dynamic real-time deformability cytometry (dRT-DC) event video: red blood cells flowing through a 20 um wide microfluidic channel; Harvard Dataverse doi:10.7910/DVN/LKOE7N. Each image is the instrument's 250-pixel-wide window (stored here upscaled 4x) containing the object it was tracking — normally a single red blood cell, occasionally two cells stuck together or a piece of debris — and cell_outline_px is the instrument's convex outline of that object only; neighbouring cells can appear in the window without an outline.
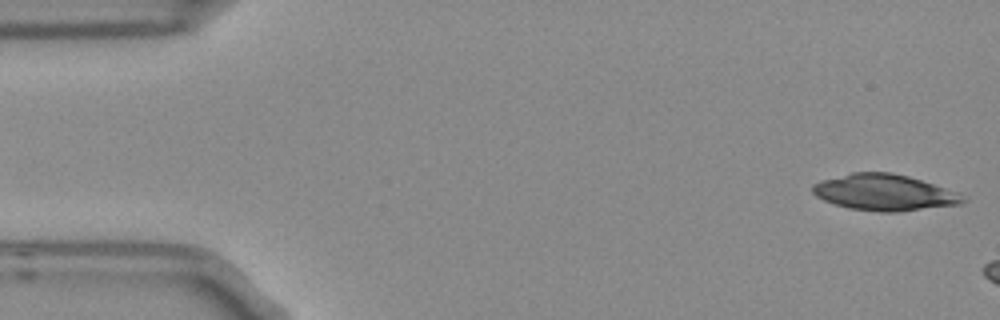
{"species": "Egyptian fruit bat (a non-hibernating species)", "species_latin": "Rousettus aegyptiacus", "temperature_condition": "room temperature", "stored_images_in_passage": 5, "segment_of_instrument_passage": [2, 2], "camera_frame_rate_fps": 3000, "um_per_image_px": 0.085, "frame": {"image": 1, "passage_image": 5, "time_ms": 1.333, "image_size_px": [1000, 320], "cell_outline_px": [[968, 200], [960, 204], [896, 212], [880, 212], [848, 208], [824, 200], [816, 196], [812, 192], [812, 184], [820, 180], [852, 172], [892, 172], [908, 176], [956, 192]], "centroid_in_image_um": [75.12, 16.35], "position_along_channel_um": 9.9, "area_um2": 31.5}}